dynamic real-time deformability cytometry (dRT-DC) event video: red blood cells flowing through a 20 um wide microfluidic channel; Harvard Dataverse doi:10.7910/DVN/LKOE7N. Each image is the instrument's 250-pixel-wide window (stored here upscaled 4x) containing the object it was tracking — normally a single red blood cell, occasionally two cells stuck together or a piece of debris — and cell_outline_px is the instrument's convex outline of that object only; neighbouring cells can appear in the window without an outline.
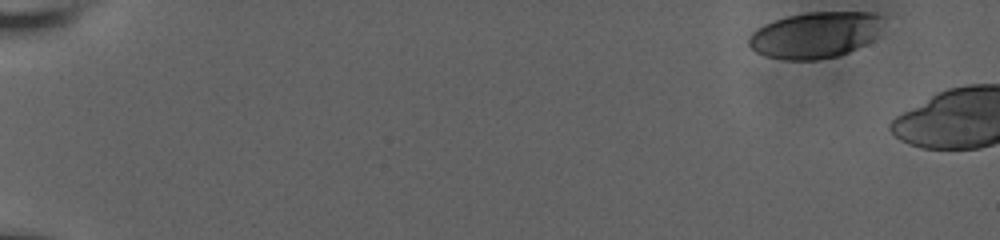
{"species": "human", "species_latin": "Homo sapiens", "temperature_condition": "room temperature", "stored_images_in_passage": 4, "camera_frame_rate_fps": 3000, "um_per_image_px": 0.085, "donor": {"sex": "male"}, "frame": {"image": 1, "passage_image": 1, "time_ms": 0.0, "image_size_px": [1000, 240], "cell_outline_px": [[884, 16], [868, 40], [864, 44], [848, 52], [836, 56], [816, 60], [784, 60], [764, 56], [756, 52], [748, 44], [748, 40], [752, 32], [756, 28], [764, 24], [788, 16], [808, 12], [868, 12]], "centroid_in_image_um": [69.18, 2.98], "position_along_channel_um": 15.8, "area_um2": 35.49}}